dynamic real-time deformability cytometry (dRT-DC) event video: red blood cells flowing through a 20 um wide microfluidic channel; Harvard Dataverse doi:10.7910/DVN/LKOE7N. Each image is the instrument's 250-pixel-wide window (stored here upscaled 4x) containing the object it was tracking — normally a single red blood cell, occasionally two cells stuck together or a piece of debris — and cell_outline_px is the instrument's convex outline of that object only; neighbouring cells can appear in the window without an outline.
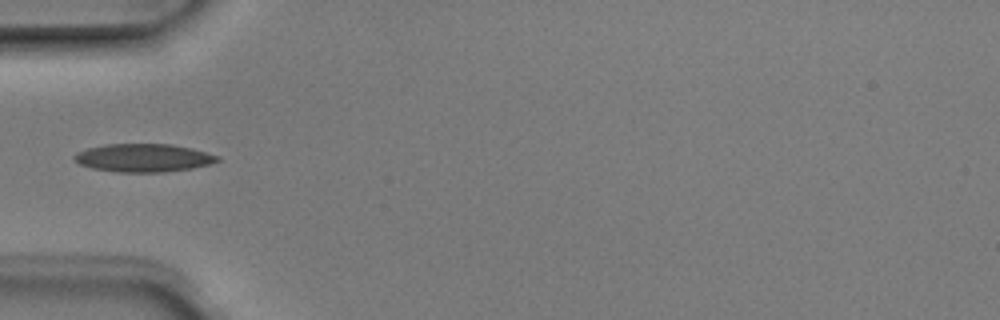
{"species": "Egyptian fruit bat (a non-hibernating species)", "species_latin": "Rousettus aegyptiacus", "temperature_condition": "room temperature", "stored_images_in_passage": 5, "camera_frame_rate_fps": 3000, "um_per_image_px": 0.085, "animal": {"sex": "male"}, "frame": {"image": 1, "passage_image": 4, "time_ms": 1.0, "image_size_px": [1000, 320], "cell_outline_px": [[220, 160], [208, 164], [192, 168], [164, 172], [116, 172], [92, 168], [80, 164], [72, 160], [72, 156], [76, 152], [88, 148], [104, 144], [172, 144], [192, 148], [220, 156]], "centroid_in_image_um": [12.16, 13.41], "position_along_channel_um": 72.8, "area_um2": 23.58}}
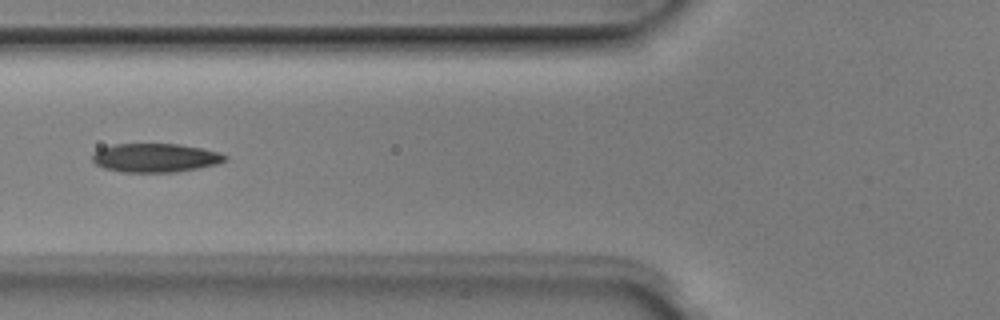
{"frame": {"image": 2, "passage_image": 5, "time_ms": 1.333, "image_size_px": [1000, 320], "cell_outline_px": [[228, 160], [220, 164], [200, 168], [176, 172], [120, 172], [104, 168], [96, 164], [92, 160], [92, 156], [100, 148], [116, 144], [180, 144], [220, 152], [228, 156]], "centroid_in_image_um": [13.26, 13.42], "position_along_channel_um": 112.5, "area_um2": 22.43}}